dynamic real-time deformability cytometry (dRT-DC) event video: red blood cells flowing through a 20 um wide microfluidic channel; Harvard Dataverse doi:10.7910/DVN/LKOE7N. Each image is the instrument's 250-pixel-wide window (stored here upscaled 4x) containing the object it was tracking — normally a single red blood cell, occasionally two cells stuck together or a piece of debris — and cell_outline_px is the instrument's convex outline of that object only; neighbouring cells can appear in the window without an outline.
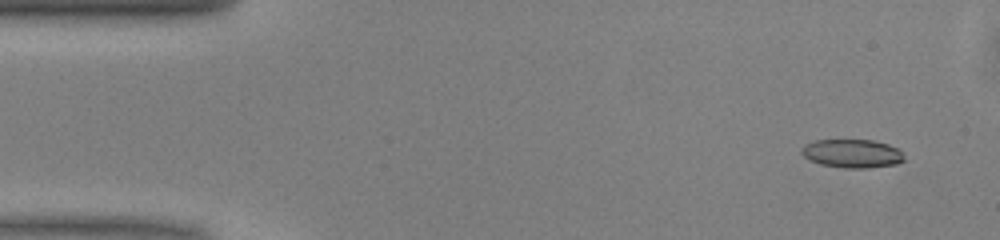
{"species": "common noctule bat (a hibernating species)", "species_latin": "Nyctalus noctula", "temperature_condition": "warm", "stored_images_in_passage": 47, "camera_frame_rate_fps": 3000, "um_per_image_px": 0.085, "animal": {"sex": "male", "body_mass_g": 13.0, "forearm_length_mm": 53.1}, "frame": {"image": 1, "passage_image": 1, "time_ms": 0.0, "image_size_px": [1000, 240], "cell_outline_px": [[904, 160], [896, 164], [868, 168], [844, 168], [820, 164], [804, 156], [800, 152], [800, 148], [804, 144], [816, 140], [872, 140], [888, 144], [896, 148], [904, 156]], "centroid_in_image_um": [72.41, 13.05], "position_along_channel_um": 12.6, "area_um2": 16.99}}
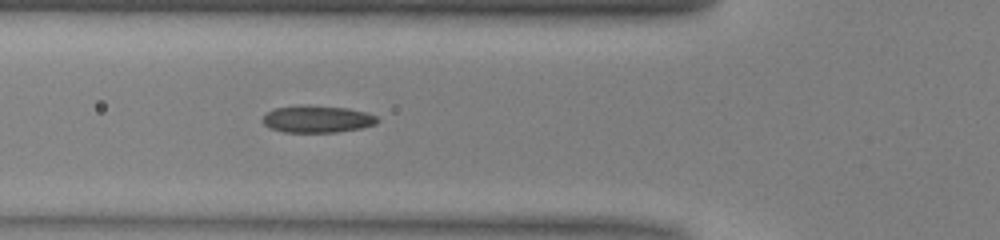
{"frame": {"image": 2, "passage_image": 15, "time_ms": 4.667, "image_size_px": [1000, 240], "cell_outline_px": [[380, 120], [376, 124], [360, 128], [336, 132], [284, 132], [272, 128], [264, 124], [260, 120], [264, 112], [272, 108], [300, 104], [308, 104], [348, 108], [368, 112], [376, 116]], "centroid_in_image_um": [26.92, 10.09], "position_along_channel_um": 98.9, "area_um2": 18.61}}
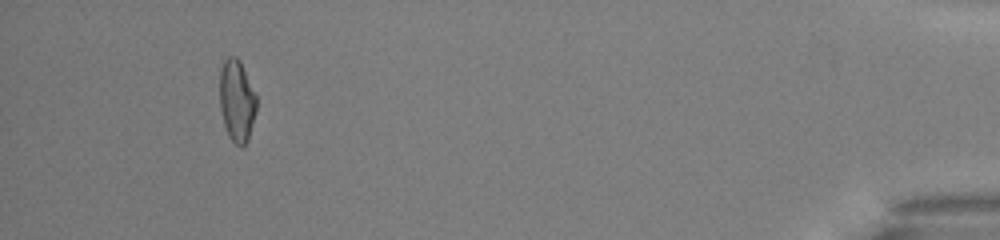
{"frame": {"image": 3, "passage_image": 44, "time_ms": 14.333, "image_size_px": [1000, 240], "cell_outline_px": [[256, 112], [248, 140], [240, 148], [228, 136], [224, 124], [220, 108], [220, 72], [224, 60], [228, 56], [236, 56], [240, 60], [256, 96]], "centroid_in_image_um": [20.12, 8.57], "position_along_channel_um": 415.1, "area_um2": 17.51}, "authors_computed_cell_mechanics": {"area_um2": 17.629, "velocity_mm_per_s": 4.0847, "shape_relaxation_time_tau1_ms": 7.9401, "shape_relaxation_time_tau2_ms": 1.88, "deformation_change_tau1": 0.1928, "deformation_change_tau2": 0.0902}}